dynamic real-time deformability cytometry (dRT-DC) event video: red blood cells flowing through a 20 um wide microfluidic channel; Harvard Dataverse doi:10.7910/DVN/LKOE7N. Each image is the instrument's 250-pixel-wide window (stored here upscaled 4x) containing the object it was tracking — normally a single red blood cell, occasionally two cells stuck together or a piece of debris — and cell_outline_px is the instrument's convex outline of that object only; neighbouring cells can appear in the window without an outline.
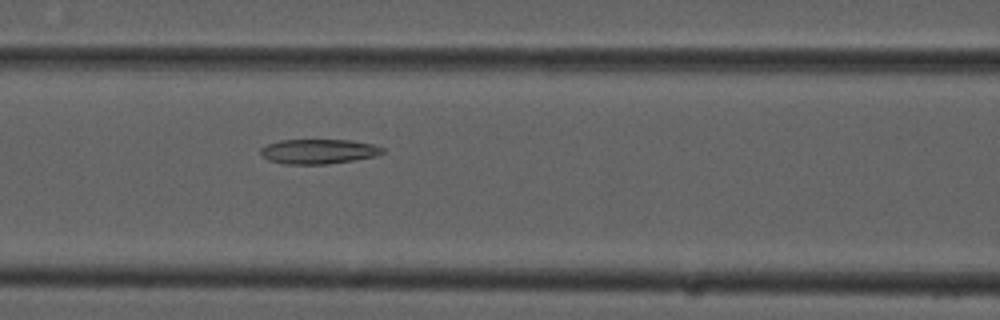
{"species": "common noctule bat (a hibernating species)", "species_latin": "Nyctalus noctula", "temperature_condition": "cold", "stored_images_in_passage": 53, "camera_frame_rate_fps": 3000, "um_per_image_px": 0.085, "animal": {"sex": "male", "forearm_length_mm": 52.5}, "frame": {"image": 1, "passage_image": 22, "time_ms": 7.0, "image_size_px": [1000, 320], "cell_outline_px": [[384, 152], [376, 156], [352, 160], [324, 164], [284, 164], [268, 160], [260, 152], [260, 148], [268, 144], [280, 140], [352, 140], [372, 144], [384, 148]], "centroid_in_image_um": [27.07, 12.87], "position_along_channel_um": 139.5, "area_um2": 17.46}}
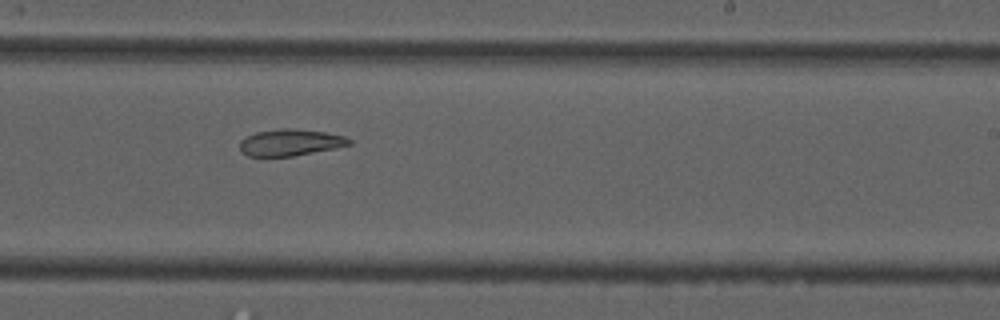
{"frame": {"image": 2, "passage_image": 32, "time_ms": 10.333, "image_size_px": [1000, 320], "cell_outline_px": [[352, 144], [336, 148], [292, 156], [248, 156], [240, 152], [240, 140], [256, 132], [280, 128], [292, 128], [324, 132], [344, 136], [352, 140]], "centroid_in_image_um": [24.67, 12.11], "position_along_channel_um": 264.3, "area_um2": 16.94}}
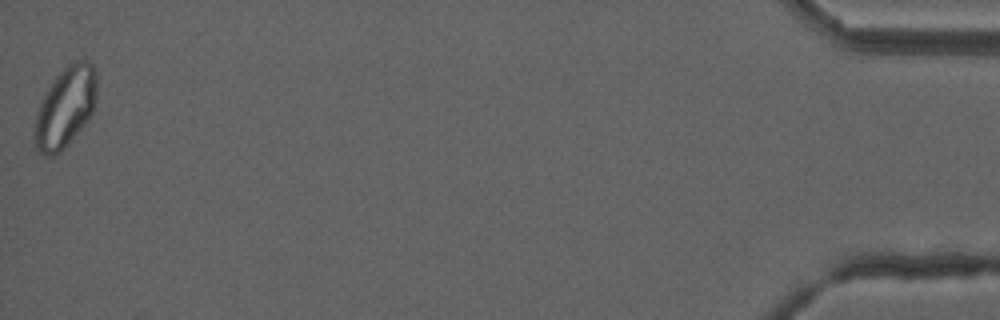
{"frame": {"image": 3, "passage_image": 53, "time_ms": 17.333, "image_size_px": [1000, 320], "cell_outline_px": [[96, 96], [92, 112], [88, 120], [64, 148], [56, 156], [44, 156], [36, 152], [36, 112], [44, 92], [56, 76], [68, 64], [76, 60], [88, 60], [92, 64], [96, 72]], "centroid_in_image_um": [5.55, 9.11], "position_along_channel_um": 429.6, "area_um2": 29.02}, "authors_computed_cell_mechanics": {"area_um2": 21.386, "velocity_mm_per_s": 3.7585, "shape_relaxation_time_tau1_ms": null, "shape_relaxation_time_tau2_ms": 11.023, "deformation_change_tau1": null, "deformation_change_tau2": 0.1952}}